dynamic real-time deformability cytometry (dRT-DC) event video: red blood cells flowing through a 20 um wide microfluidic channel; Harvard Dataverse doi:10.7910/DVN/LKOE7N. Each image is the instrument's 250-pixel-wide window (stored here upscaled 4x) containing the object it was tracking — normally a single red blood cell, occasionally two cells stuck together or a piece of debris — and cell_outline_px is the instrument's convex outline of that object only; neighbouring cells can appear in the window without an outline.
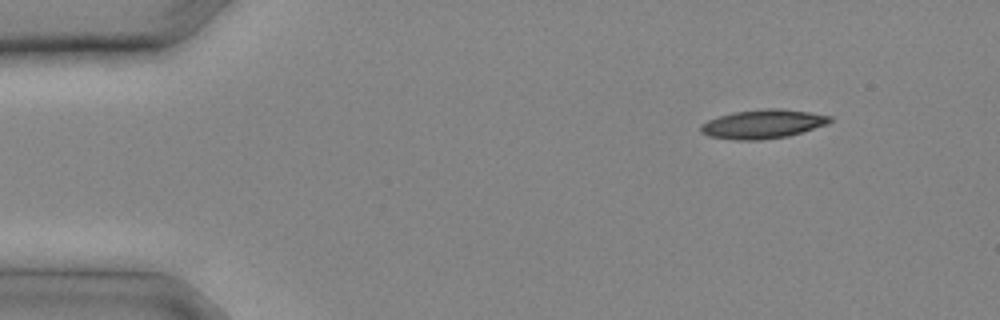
{"species": "common noctule bat (a hibernating species)", "species_latin": "Nyctalus noctula", "temperature_condition": "cold", "stored_images_in_passage": 12, "camera_frame_rate_fps": 3000, "um_per_image_px": 0.085, "animal": {"sex": "male", "body_mass_g": 20.4}, "frame": {"image": 1, "passage_image": 1, "time_ms": 0.0, "image_size_px": [1000, 320], "cell_outline_px": [[832, 120], [828, 124], [788, 136], [760, 140], [736, 140], [708, 136], [700, 132], [700, 124], [708, 120], [732, 112], [764, 108], [780, 108], [812, 112], [832, 116]], "centroid_in_image_um": [64.85, 10.53], "position_along_channel_um": 20.2, "area_um2": 21.96}}
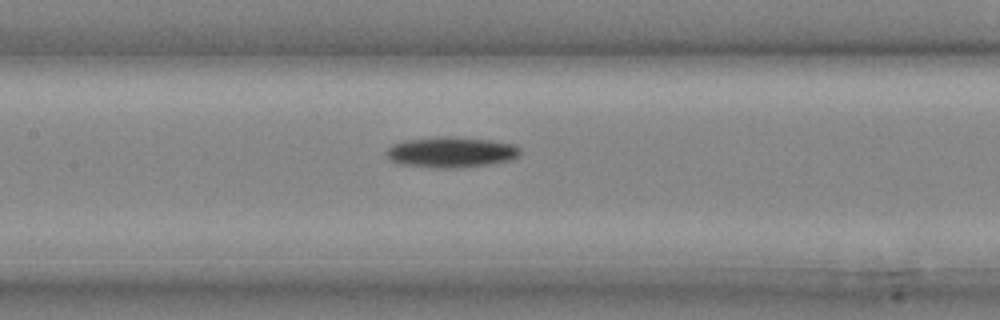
{"frame": {"image": 2, "passage_image": 10, "time_ms": 3.0, "image_size_px": [1000, 320], "cell_outline_px": [[520, 156], [512, 160], [488, 164], [460, 168], [432, 168], [400, 164], [392, 160], [388, 156], [388, 148], [392, 144], [404, 140], [492, 140], [516, 144], [520, 148]], "centroid_in_image_um": [38.42, 13.0], "position_along_channel_um": 169.0, "area_um2": 22.72}}
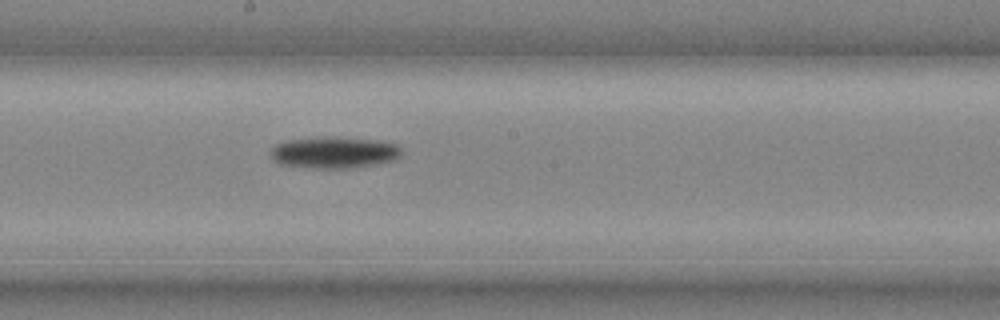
{"frame": {"image": 3, "passage_image": 12, "time_ms": 3.667, "image_size_px": [1000, 320], "cell_outline_px": [[400, 156], [396, 160], [376, 164], [352, 168], [308, 168], [280, 164], [272, 156], [272, 148], [276, 144], [288, 140], [320, 136], [332, 136], [376, 140], [396, 144], [400, 148]], "centroid_in_image_um": [28.42, 12.95], "position_along_channel_um": 219.8, "area_um2": 24.16}}